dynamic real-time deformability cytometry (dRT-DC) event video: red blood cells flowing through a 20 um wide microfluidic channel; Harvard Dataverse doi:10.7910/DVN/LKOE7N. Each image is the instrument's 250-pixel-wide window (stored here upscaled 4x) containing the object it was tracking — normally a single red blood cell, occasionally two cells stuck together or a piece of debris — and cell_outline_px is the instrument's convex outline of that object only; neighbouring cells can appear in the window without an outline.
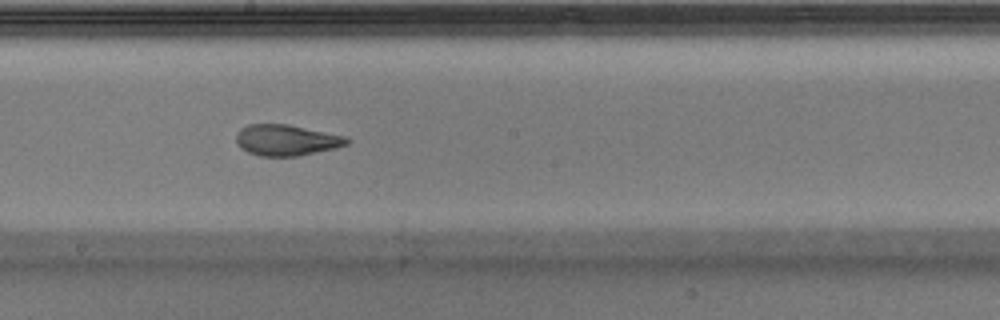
{"species": "Egyptian fruit bat (a non-hibernating species)", "species_latin": "Rousettus aegyptiacus", "temperature_condition": "warm", "stored_images_in_passage": 37, "camera_frame_rate_fps": 3000, "um_per_image_px": 0.085, "animal": {"sex": "male"}, "frame": {"image": 1, "passage_image": 16, "time_ms": 5.0, "image_size_px": [1000, 320], "cell_outline_px": [[352, 140], [348, 144], [336, 148], [296, 156], [260, 156], [248, 152], [236, 140], [236, 132], [240, 128], [248, 124], [288, 124], [348, 136]], "centroid_in_image_um": [24.4, 11.89], "position_along_channel_um": 223.8, "area_um2": 20.06}}